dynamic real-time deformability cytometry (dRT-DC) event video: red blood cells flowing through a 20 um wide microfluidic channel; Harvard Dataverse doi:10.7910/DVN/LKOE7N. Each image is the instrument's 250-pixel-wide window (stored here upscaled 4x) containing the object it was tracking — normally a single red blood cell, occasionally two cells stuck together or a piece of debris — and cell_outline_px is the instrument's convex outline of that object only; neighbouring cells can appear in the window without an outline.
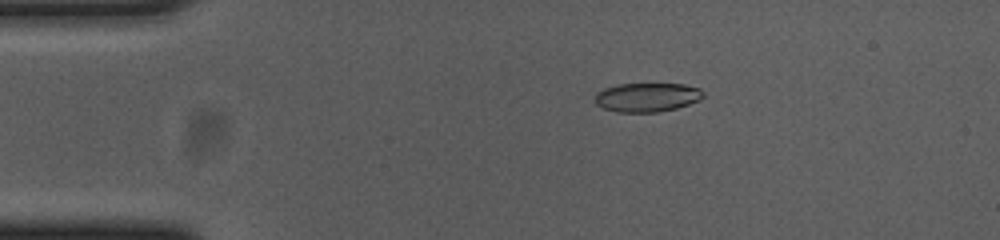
{"species": "common noctule bat (a hibernating species)", "species_latin": "Nyctalus noctula", "temperature_condition": "cold", "stored_images_in_passage": 46, "camera_frame_rate_fps": 3000, "um_per_image_px": 0.085, "animal": {"sex": "female", "body_mass_g": 23.0, "forearm_length_mm": 53.4}, "frame": {"image": 1, "passage_image": 1, "time_ms": 0.0, "image_size_px": [1000, 240], "cell_outline_px": [[704, 96], [700, 100], [676, 108], [656, 112], [616, 112], [604, 108], [596, 104], [596, 92], [604, 88], [616, 84], [684, 84], [700, 88], [704, 92]], "centroid_in_image_um": [55.01, 8.26], "position_along_channel_um": 30.0, "area_um2": 18.32}}
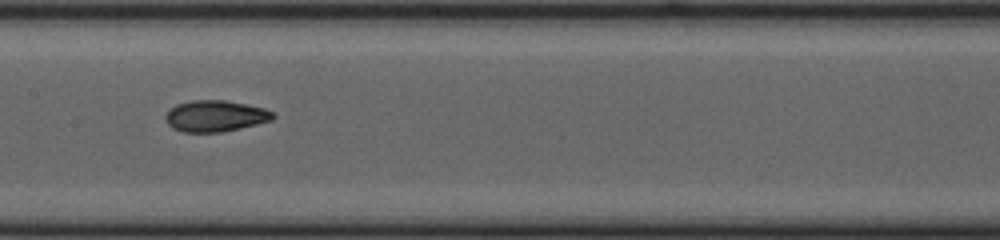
{"frame": {"image": 2, "passage_image": 18, "time_ms": 5.667, "image_size_px": [1000, 240], "cell_outline_px": [[276, 116], [272, 120], [240, 128], [220, 132], [184, 132], [172, 128], [164, 120], [164, 116], [176, 104], [192, 100], [224, 100], [264, 108], [272, 112]], "centroid_in_image_um": [18.28, 9.86], "position_along_channel_um": 189.1, "area_um2": 19.48}}
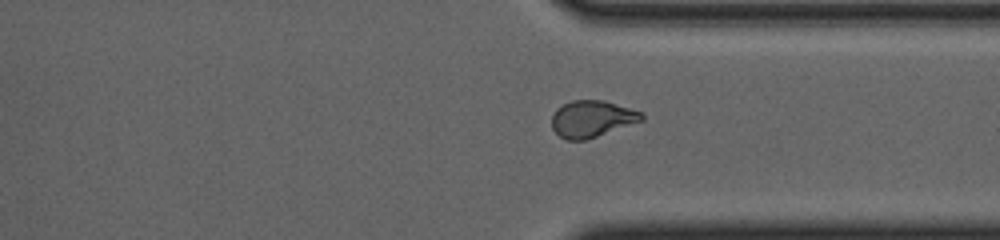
{"frame": {"image": 3, "passage_image": 32, "time_ms": 10.333, "image_size_px": [1000, 240], "cell_outline_px": [[644, 120], [588, 140], [564, 140], [552, 128], [552, 116], [556, 108], [572, 100], [604, 100], [644, 112]], "centroid_in_image_um": [50.34, 10.11], "position_along_channel_um": 361.1, "area_um2": 19.48}, "authors_computed_cell_mechanics": {"area_um2": 19.363, "velocity_mm_per_s": 3.6861, "shape_relaxation_time_tau1_ms": 7.5217, "shape_relaxation_time_tau2_ms": 1.4986, "deformation_change_tau1": 0.2328, "deformation_change_tau2": 0.0675}}